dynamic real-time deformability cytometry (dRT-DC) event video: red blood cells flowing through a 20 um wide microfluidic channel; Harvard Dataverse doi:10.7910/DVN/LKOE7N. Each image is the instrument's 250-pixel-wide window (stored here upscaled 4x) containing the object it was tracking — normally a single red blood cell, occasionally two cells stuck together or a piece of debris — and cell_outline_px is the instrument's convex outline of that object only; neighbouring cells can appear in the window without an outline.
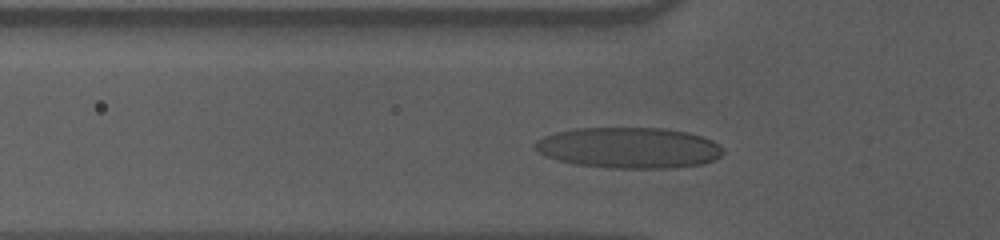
{"species": "human", "species_latin": "Homo sapiens", "temperature_condition": "cold", "stored_images_in_passage": 38, "camera_frame_rate_fps": 3000, "um_per_image_px": 0.085, "donor": {"sex": "male"}, "frame": {"image": 1, "passage_image": 9, "time_ms": 2.667, "image_size_px": [1000, 240], "cell_outline_px": [[724, 152], [720, 156], [704, 164], [668, 168], [604, 168], [576, 164], [556, 160], [544, 156], [532, 148], [532, 144], [536, 140], [544, 136], [556, 132], [576, 128], [664, 128], [688, 132], [704, 136], [720, 144], [724, 148]], "centroid_in_image_um": [53.44, 12.56], "position_along_channel_um": 72.4, "area_um2": 45.37}}
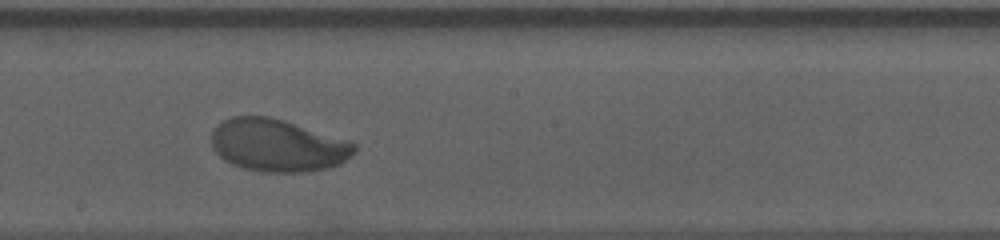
{"frame": {"image": 2, "passage_image": 22, "time_ms": 7.0, "image_size_px": [1000, 240], "cell_outline_px": [[356, 148], [340, 164], [328, 168], [308, 172], [264, 172], [244, 168], [232, 164], [224, 160], [212, 148], [212, 128], [216, 124], [232, 116], [268, 116], [284, 120], [348, 140], [356, 144]], "centroid_in_image_um": [23.56, 12.35], "position_along_channel_um": 224.6, "area_um2": 43.7}}
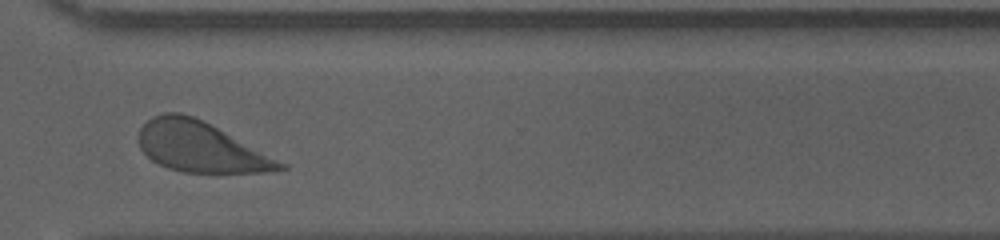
{"frame": {"image": 3, "passage_image": 33, "time_ms": 10.667, "image_size_px": [1000, 240], "cell_outline_px": [[288, 168], [272, 172], [184, 172], [168, 168], [152, 160], [140, 148], [136, 140], [140, 128], [152, 116], [164, 112], [180, 112], [192, 116], [288, 164]], "centroid_in_image_um": [17.01, 12.5], "position_along_channel_um": 353.6, "area_um2": 40.86}}